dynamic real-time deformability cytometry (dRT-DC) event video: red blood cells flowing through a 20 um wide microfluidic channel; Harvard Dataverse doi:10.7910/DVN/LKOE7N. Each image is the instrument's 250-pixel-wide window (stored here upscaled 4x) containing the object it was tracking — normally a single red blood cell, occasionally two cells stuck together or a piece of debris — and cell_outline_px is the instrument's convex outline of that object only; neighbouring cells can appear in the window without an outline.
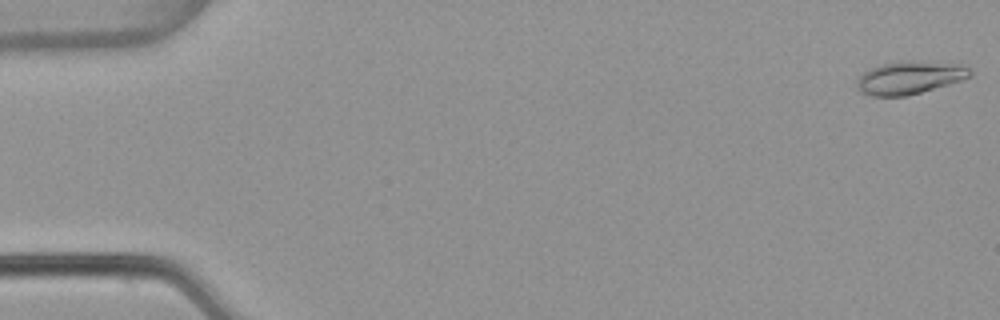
{"species": "common noctule bat (a hibernating species)", "species_latin": "Nyctalus noctula", "temperature_condition": "warm", "stored_images_in_passage": 53, "camera_frame_rate_fps": 3000, "um_per_image_px": 0.085, "animal": {"sex": "female", "body_mass_g": 22.7, "forearm_length_mm": 54.2}, "frame": {"image": 1, "passage_image": 1, "time_ms": 0.0, "image_size_px": [1000, 320], "cell_outline_px": [[972, 76], [948, 84], [908, 96], [872, 96], [860, 92], [856, 84], [856, 80], [864, 72], [880, 64], [900, 60], [912, 60], [960, 64], [968, 68], [972, 72]], "centroid_in_image_um": [77.3, 6.59], "position_along_channel_um": 7.7, "area_um2": 21.79}}
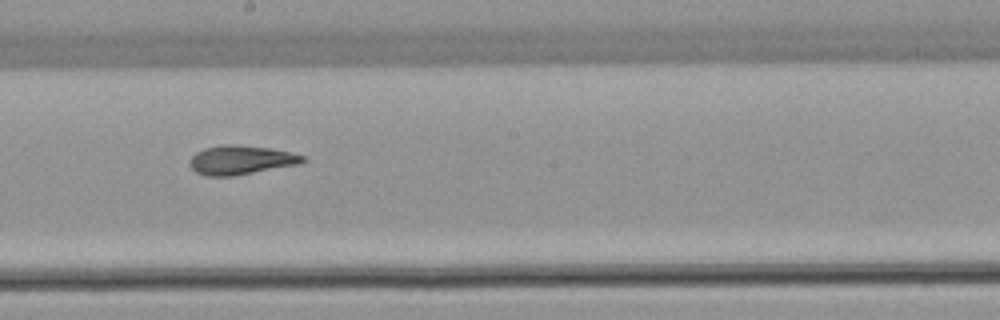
{"frame": {"image": 2, "passage_image": 30, "time_ms": 9.667, "image_size_px": [1000, 320], "cell_outline_px": [[308, 160], [300, 164], [232, 176], [204, 176], [196, 172], [188, 164], [188, 160], [196, 152], [204, 148], [224, 144], [232, 144], [268, 148], [292, 152], [308, 156]], "centroid_in_image_um": [20.5, 13.6], "position_along_channel_um": 227.7, "area_um2": 19.36}}
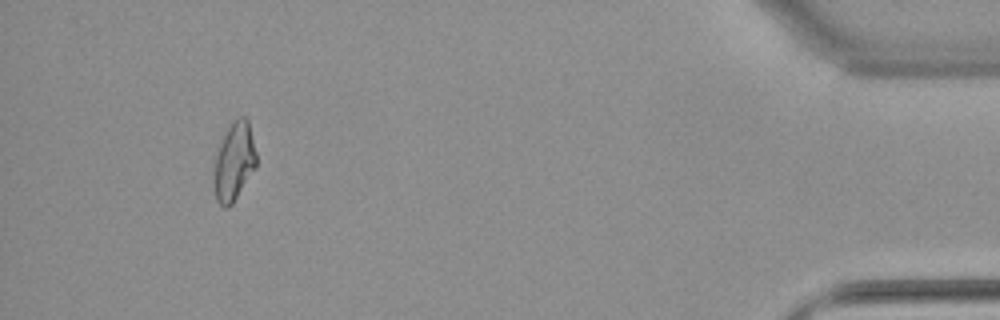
{"frame": {"image": 3, "passage_image": 50, "time_ms": 16.333, "image_size_px": [1000, 320], "cell_outline_px": [[256, 168], [232, 204], [228, 208], [224, 208], [216, 200], [212, 180], [216, 156], [220, 144], [232, 120], [240, 116], [244, 116], [248, 120], [256, 152]], "centroid_in_image_um": [19.89, 13.77], "position_along_channel_um": 415.3, "area_um2": 19.42}, "authors_computed_cell_mechanics": {"area_um2": 19.363, "velocity_mm_per_s": 3.8329, "shape_relaxation_time_tau1_ms": null, "shape_relaxation_time_tau2_ms": 3.1639, "deformation_change_tau1": null, "deformation_change_tau2": 0.1106}}